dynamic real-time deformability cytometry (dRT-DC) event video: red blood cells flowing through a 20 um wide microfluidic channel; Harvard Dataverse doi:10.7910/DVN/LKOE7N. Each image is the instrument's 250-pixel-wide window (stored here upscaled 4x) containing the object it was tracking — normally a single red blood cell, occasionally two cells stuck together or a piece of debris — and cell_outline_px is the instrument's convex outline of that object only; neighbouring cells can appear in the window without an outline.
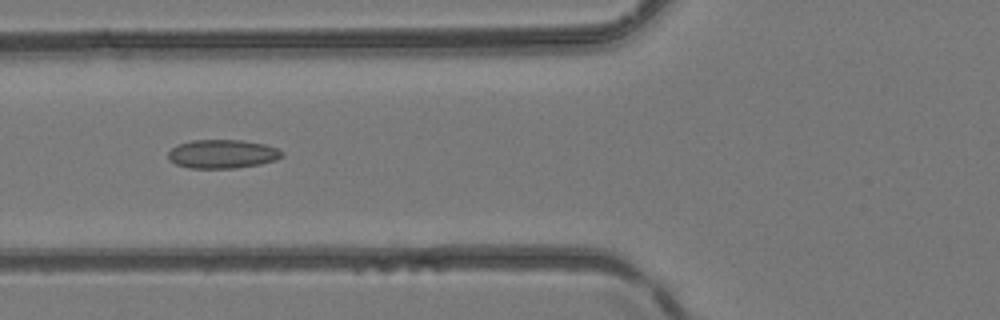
{"species": "common noctule bat (a hibernating species)", "species_latin": "Nyctalus noctula", "temperature_condition": "room temperature", "stored_images_in_passage": 6, "camera_frame_rate_fps": 3000, "um_per_image_px": 0.085, "animal": {"sex": "female", "body_mass_g": 24.6, "forearm_length_mm": 56.2}, "frame": {"image": 1, "passage_image": 6, "time_ms": 1.667, "image_size_px": [1000, 320], "cell_outline_px": [[284, 156], [276, 160], [260, 164], [236, 168], [188, 168], [176, 164], [168, 160], [168, 152], [172, 148], [180, 144], [192, 140], [244, 140], [264, 144], [276, 148], [284, 152]], "centroid_in_image_um": [18.92, 13.09], "position_along_channel_um": 106.9, "area_um2": 19.13}}